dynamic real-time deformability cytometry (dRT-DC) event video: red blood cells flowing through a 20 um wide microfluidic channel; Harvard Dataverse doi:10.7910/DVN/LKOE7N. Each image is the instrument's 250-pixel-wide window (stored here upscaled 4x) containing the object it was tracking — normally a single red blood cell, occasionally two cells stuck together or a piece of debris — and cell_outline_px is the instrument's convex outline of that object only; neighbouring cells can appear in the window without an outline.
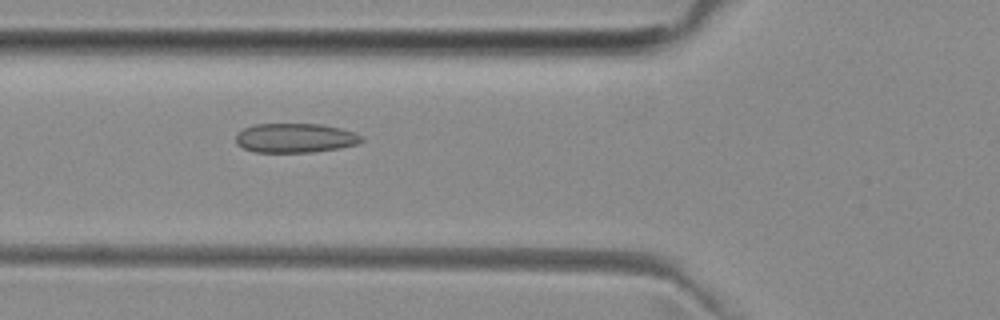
{"species": "common noctule bat (a hibernating species)", "species_latin": "Nyctalus noctula", "temperature_condition": "room temperature", "stored_images_in_passage": 52, "camera_frame_rate_fps": 3000, "um_per_image_px": 0.085, "animal": {"sex": "female", "body_mass_g": 29.2, "forearm_length_mm": 56.3}, "frame": {"image": 1, "passage_image": 19, "time_ms": 6.0, "image_size_px": [1000, 320], "cell_outline_px": [[364, 140], [356, 144], [340, 148], [312, 152], [256, 152], [244, 148], [236, 144], [236, 136], [244, 128], [256, 124], [320, 124], [340, 128], [356, 132], [364, 136]], "centroid_in_image_um": [25.13, 11.73], "position_along_channel_um": 100.7, "area_um2": 21.5}}
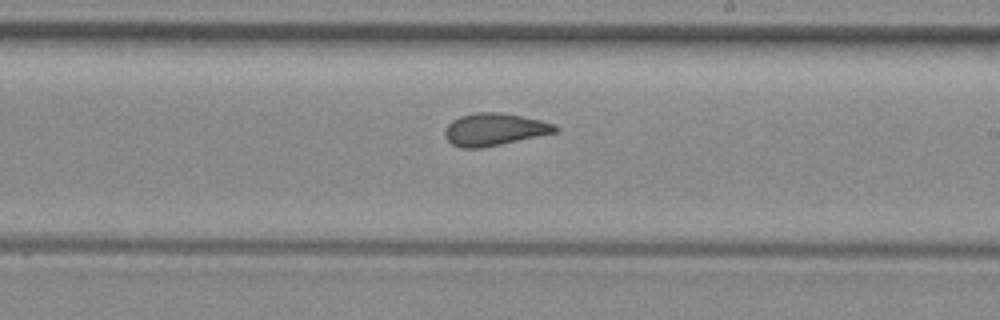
{"frame": {"image": 2, "passage_image": 30, "time_ms": 9.667, "image_size_px": [1000, 320], "cell_outline_px": [[560, 128], [556, 132], [500, 144], [480, 148], [460, 148], [452, 144], [444, 136], [444, 128], [452, 120], [460, 116], [476, 112], [500, 112], [540, 120], [556, 124]], "centroid_in_image_um": [41.99, 10.99], "position_along_channel_um": 247.0, "area_um2": 20.75}}
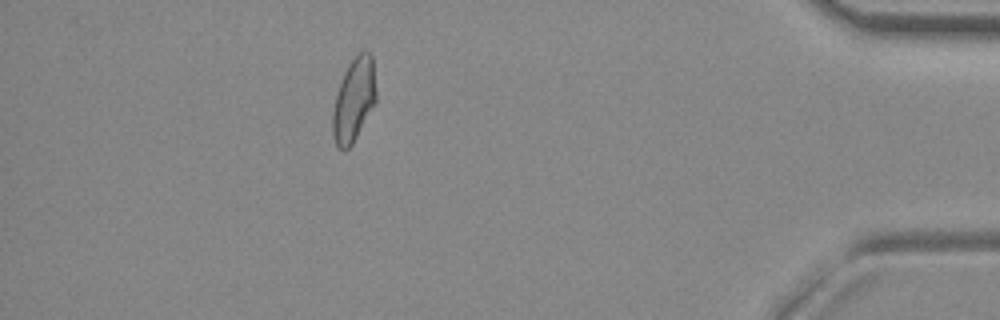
{"frame": {"image": 3, "passage_image": 46, "time_ms": 15.0, "image_size_px": [1000, 320], "cell_outline_px": [[376, 100], [352, 144], [344, 152], [336, 144], [332, 136], [332, 112], [336, 92], [340, 80], [348, 64], [364, 48], [372, 52], [376, 92]], "centroid_in_image_um": [30.06, 8.45], "position_along_channel_um": 405.1, "area_um2": 21.27}, "authors_computed_cell_mechanics": {"area_um2": 21.5594, "velocity_mm_per_s": 3.9819, "shape_relaxation_time_tau1_ms": null, "shape_relaxation_time_tau2_ms": 1.922, "deformation_change_tau1": null, "deformation_change_tau2": 0.0807}}